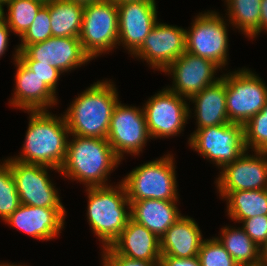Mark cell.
<instances>
[{
    "label": "cell",
    "mask_w": 267,
    "mask_h": 266,
    "mask_svg": "<svg viewBox=\"0 0 267 266\" xmlns=\"http://www.w3.org/2000/svg\"><path fill=\"white\" fill-rule=\"evenodd\" d=\"M29 114L24 144L13 159L53 167L60 171L67 155L69 129L63 114L49 110L24 111Z\"/></svg>",
    "instance_id": "cell-1"
},
{
    "label": "cell",
    "mask_w": 267,
    "mask_h": 266,
    "mask_svg": "<svg viewBox=\"0 0 267 266\" xmlns=\"http://www.w3.org/2000/svg\"><path fill=\"white\" fill-rule=\"evenodd\" d=\"M113 80L94 82L83 90L63 112L69 134L106 139L119 94Z\"/></svg>",
    "instance_id": "cell-2"
},
{
    "label": "cell",
    "mask_w": 267,
    "mask_h": 266,
    "mask_svg": "<svg viewBox=\"0 0 267 266\" xmlns=\"http://www.w3.org/2000/svg\"><path fill=\"white\" fill-rule=\"evenodd\" d=\"M69 136L67 155L60 169V175L72 182L84 184L85 187L112 185L108 183V179L119 167L121 160L116 156L108 140Z\"/></svg>",
    "instance_id": "cell-3"
},
{
    "label": "cell",
    "mask_w": 267,
    "mask_h": 266,
    "mask_svg": "<svg viewBox=\"0 0 267 266\" xmlns=\"http://www.w3.org/2000/svg\"><path fill=\"white\" fill-rule=\"evenodd\" d=\"M87 222L100 241L101 249L111 246L131 218L130 202L124 184L86 187Z\"/></svg>",
    "instance_id": "cell-4"
},
{
    "label": "cell",
    "mask_w": 267,
    "mask_h": 266,
    "mask_svg": "<svg viewBox=\"0 0 267 266\" xmlns=\"http://www.w3.org/2000/svg\"><path fill=\"white\" fill-rule=\"evenodd\" d=\"M175 163L169 152L131 170L121 180L129 202L145 199L179 201Z\"/></svg>",
    "instance_id": "cell-5"
},
{
    "label": "cell",
    "mask_w": 267,
    "mask_h": 266,
    "mask_svg": "<svg viewBox=\"0 0 267 266\" xmlns=\"http://www.w3.org/2000/svg\"><path fill=\"white\" fill-rule=\"evenodd\" d=\"M217 11L199 12L186 31V52L206 58L223 70L228 66V20ZM225 18V19H224ZM228 26V27H227Z\"/></svg>",
    "instance_id": "cell-6"
},
{
    "label": "cell",
    "mask_w": 267,
    "mask_h": 266,
    "mask_svg": "<svg viewBox=\"0 0 267 266\" xmlns=\"http://www.w3.org/2000/svg\"><path fill=\"white\" fill-rule=\"evenodd\" d=\"M226 82V107L231 123L243 126L265 106L267 85L251 69L243 67L222 73Z\"/></svg>",
    "instance_id": "cell-7"
},
{
    "label": "cell",
    "mask_w": 267,
    "mask_h": 266,
    "mask_svg": "<svg viewBox=\"0 0 267 266\" xmlns=\"http://www.w3.org/2000/svg\"><path fill=\"white\" fill-rule=\"evenodd\" d=\"M118 8L111 0L84 6L79 35L84 52L95 60L118 47Z\"/></svg>",
    "instance_id": "cell-8"
},
{
    "label": "cell",
    "mask_w": 267,
    "mask_h": 266,
    "mask_svg": "<svg viewBox=\"0 0 267 266\" xmlns=\"http://www.w3.org/2000/svg\"><path fill=\"white\" fill-rule=\"evenodd\" d=\"M188 146L218 169L238 159L245 151L244 126L227 123L195 129L188 135Z\"/></svg>",
    "instance_id": "cell-9"
},
{
    "label": "cell",
    "mask_w": 267,
    "mask_h": 266,
    "mask_svg": "<svg viewBox=\"0 0 267 266\" xmlns=\"http://www.w3.org/2000/svg\"><path fill=\"white\" fill-rule=\"evenodd\" d=\"M11 168L16 189L22 205L42 208H65L61 202L59 190L56 188L49 171L59 170L40 164H28L10 157L3 159ZM50 169V170H49Z\"/></svg>",
    "instance_id": "cell-10"
},
{
    "label": "cell",
    "mask_w": 267,
    "mask_h": 266,
    "mask_svg": "<svg viewBox=\"0 0 267 266\" xmlns=\"http://www.w3.org/2000/svg\"><path fill=\"white\" fill-rule=\"evenodd\" d=\"M190 105L167 87L149 97L142 108L151 139L179 136L188 124Z\"/></svg>",
    "instance_id": "cell-11"
},
{
    "label": "cell",
    "mask_w": 267,
    "mask_h": 266,
    "mask_svg": "<svg viewBox=\"0 0 267 266\" xmlns=\"http://www.w3.org/2000/svg\"><path fill=\"white\" fill-rule=\"evenodd\" d=\"M106 139L121 161L124 154L138 156L143 153L151 137L142 106H129L119 100L113 110Z\"/></svg>",
    "instance_id": "cell-12"
},
{
    "label": "cell",
    "mask_w": 267,
    "mask_h": 266,
    "mask_svg": "<svg viewBox=\"0 0 267 266\" xmlns=\"http://www.w3.org/2000/svg\"><path fill=\"white\" fill-rule=\"evenodd\" d=\"M251 153L246 150L219 171L214 184L221 200L231 191L267 189V152Z\"/></svg>",
    "instance_id": "cell-13"
},
{
    "label": "cell",
    "mask_w": 267,
    "mask_h": 266,
    "mask_svg": "<svg viewBox=\"0 0 267 266\" xmlns=\"http://www.w3.org/2000/svg\"><path fill=\"white\" fill-rule=\"evenodd\" d=\"M186 52V31L177 25L158 21L145 38L142 46L132 55L146 61L154 71L163 72Z\"/></svg>",
    "instance_id": "cell-14"
},
{
    "label": "cell",
    "mask_w": 267,
    "mask_h": 266,
    "mask_svg": "<svg viewBox=\"0 0 267 266\" xmlns=\"http://www.w3.org/2000/svg\"><path fill=\"white\" fill-rule=\"evenodd\" d=\"M218 70L217 64L209 59L184 52L171 63L163 72L170 75L172 86H166L172 92L188 100L205 87L216 83L222 75L215 77Z\"/></svg>",
    "instance_id": "cell-15"
},
{
    "label": "cell",
    "mask_w": 267,
    "mask_h": 266,
    "mask_svg": "<svg viewBox=\"0 0 267 266\" xmlns=\"http://www.w3.org/2000/svg\"><path fill=\"white\" fill-rule=\"evenodd\" d=\"M19 60H34L50 63L62 74L90 63L91 58L84 52L79 37H50L47 40L27 45L18 52Z\"/></svg>",
    "instance_id": "cell-16"
},
{
    "label": "cell",
    "mask_w": 267,
    "mask_h": 266,
    "mask_svg": "<svg viewBox=\"0 0 267 266\" xmlns=\"http://www.w3.org/2000/svg\"><path fill=\"white\" fill-rule=\"evenodd\" d=\"M156 1H133L117 4L118 46L132 56L158 22Z\"/></svg>",
    "instance_id": "cell-17"
},
{
    "label": "cell",
    "mask_w": 267,
    "mask_h": 266,
    "mask_svg": "<svg viewBox=\"0 0 267 266\" xmlns=\"http://www.w3.org/2000/svg\"><path fill=\"white\" fill-rule=\"evenodd\" d=\"M14 49L12 59L16 67L15 88L9 105L23 111H37L49 110L59 104L57 94L18 59V47L15 46Z\"/></svg>",
    "instance_id": "cell-18"
},
{
    "label": "cell",
    "mask_w": 267,
    "mask_h": 266,
    "mask_svg": "<svg viewBox=\"0 0 267 266\" xmlns=\"http://www.w3.org/2000/svg\"><path fill=\"white\" fill-rule=\"evenodd\" d=\"M66 215V208H42L21 204L4 223L33 239L50 241L62 233Z\"/></svg>",
    "instance_id": "cell-19"
},
{
    "label": "cell",
    "mask_w": 267,
    "mask_h": 266,
    "mask_svg": "<svg viewBox=\"0 0 267 266\" xmlns=\"http://www.w3.org/2000/svg\"><path fill=\"white\" fill-rule=\"evenodd\" d=\"M117 254L134 260L160 262V238L131 218L110 246Z\"/></svg>",
    "instance_id": "cell-20"
},
{
    "label": "cell",
    "mask_w": 267,
    "mask_h": 266,
    "mask_svg": "<svg viewBox=\"0 0 267 266\" xmlns=\"http://www.w3.org/2000/svg\"><path fill=\"white\" fill-rule=\"evenodd\" d=\"M188 101L194 104V110L192 108L189 109V119L195 116L196 129L230 122L226 107V82L223 77L216 83L205 87ZM192 111H194V113H192Z\"/></svg>",
    "instance_id": "cell-21"
},
{
    "label": "cell",
    "mask_w": 267,
    "mask_h": 266,
    "mask_svg": "<svg viewBox=\"0 0 267 266\" xmlns=\"http://www.w3.org/2000/svg\"><path fill=\"white\" fill-rule=\"evenodd\" d=\"M203 240L195 219L182 215L160 238L161 254L177 258L196 257Z\"/></svg>",
    "instance_id": "cell-22"
},
{
    "label": "cell",
    "mask_w": 267,
    "mask_h": 266,
    "mask_svg": "<svg viewBox=\"0 0 267 266\" xmlns=\"http://www.w3.org/2000/svg\"><path fill=\"white\" fill-rule=\"evenodd\" d=\"M177 202L155 199L130 202L131 219L161 238L183 215L177 207Z\"/></svg>",
    "instance_id": "cell-23"
},
{
    "label": "cell",
    "mask_w": 267,
    "mask_h": 266,
    "mask_svg": "<svg viewBox=\"0 0 267 266\" xmlns=\"http://www.w3.org/2000/svg\"><path fill=\"white\" fill-rule=\"evenodd\" d=\"M220 235V237H218ZM216 238L239 266L260 264V248L240 226H222Z\"/></svg>",
    "instance_id": "cell-24"
},
{
    "label": "cell",
    "mask_w": 267,
    "mask_h": 266,
    "mask_svg": "<svg viewBox=\"0 0 267 266\" xmlns=\"http://www.w3.org/2000/svg\"><path fill=\"white\" fill-rule=\"evenodd\" d=\"M226 201L227 216L239 224L255 216H267V189L231 191Z\"/></svg>",
    "instance_id": "cell-25"
},
{
    "label": "cell",
    "mask_w": 267,
    "mask_h": 266,
    "mask_svg": "<svg viewBox=\"0 0 267 266\" xmlns=\"http://www.w3.org/2000/svg\"><path fill=\"white\" fill-rule=\"evenodd\" d=\"M262 0H224L230 28L235 27L249 40L259 36Z\"/></svg>",
    "instance_id": "cell-26"
},
{
    "label": "cell",
    "mask_w": 267,
    "mask_h": 266,
    "mask_svg": "<svg viewBox=\"0 0 267 266\" xmlns=\"http://www.w3.org/2000/svg\"><path fill=\"white\" fill-rule=\"evenodd\" d=\"M84 6L67 0L49 2L53 37H79Z\"/></svg>",
    "instance_id": "cell-27"
},
{
    "label": "cell",
    "mask_w": 267,
    "mask_h": 266,
    "mask_svg": "<svg viewBox=\"0 0 267 266\" xmlns=\"http://www.w3.org/2000/svg\"><path fill=\"white\" fill-rule=\"evenodd\" d=\"M43 5L44 3L38 0H5L7 12L4 13V18L13 34L20 38Z\"/></svg>",
    "instance_id": "cell-28"
},
{
    "label": "cell",
    "mask_w": 267,
    "mask_h": 266,
    "mask_svg": "<svg viewBox=\"0 0 267 266\" xmlns=\"http://www.w3.org/2000/svg\"><path fill=\"white\" fill-rule=\"evenodd\" d=\"M20 205L11 168L0 160V219L5 221Z\"/></svg>",
    "instance_id": "cell-29"
},
{
    "label": "cell",
    "mask_w": 267,
    "mask_h": 266,
    "mask_svg": "<svg viewBox=\"0 0 267 266\" xmlns=\"http://www.w3.org/2000/svg\"><path fill=\"white\" fill-rule=\"evenodd\" d=\"M246 150L267 152V101L262 110L244 125Z\"/></svg>",
    "instance_id": "cell-30"
},
{
    "label": "cell",
    "mask_w": 267,
    "mask_h": 266,
    "mask_svg": "<svg viewBox=\"0 0 267 266\" xmlns=\"http://www.w3.org/2000/svg\"><path fill=\"white\" fill-rule=\"evenodd\" d=\"M52 37L49 3L44 4L38 11L35 20L26 32L19 38L21 42L16 45L22 51L27 45L43 42Z\"/></svg>",
    "instance_id": "cell-31"
},
{
    "label": "cell",
    "mask_w": 267,
    "mask_h": 266,
    "mask_svg": "<svg viewBox=\"0 0 267 266\" xmlns=\"http://www.w3.org/2000/svg\"><path fill=\"white\" fill-rule=\"evenodd\" d=\"M198 259L201 266H239L216 237L203 240Z\"/></svg>",
    "instance_id": "cell-32"
},
{
    "label": "cell",
    "mask_w": 267,
    "mask_h": 266,
    "mask_svg": "<svg viewBox=\"0 0 267 266\" xmlns=\"http://www.w3.org/2000/svg\"><path fill=\"white\" fill-rule=\"evenodd\" d=\"M29 70L34 72L38 77H40L55 94L57 91V84L60 75L62 74L57 68L52 67L50 63H40L34 60H20Z\"/></svg>",
    "instance_id": "cell-33"
},
{
    "label": "cell",
    "mask_w": 267,
    "mask_h": 266,
    "mask_svg": "<svg viewBox=\"0 0 267 266\" xmlns=\"http://www.w3.org/2000/svg\"><path fill=\"white\" fill-rule=\"evenodd\" d=\"M241 227L253 242L261 248L267 240V216H255L243 220Z\"/></svg>",
    "instance_id": "cell-34"
},
{
    "label": "cell",
    "mask_w": 267,
    "mask_h": 266,
    "mask_svg": "<svg viewBox=\"0 0 267 266\" xmlns=\"http://www.w3.org/2000/svg\"><path fill=\"white\" fill-rule=\"evenodd\" d=\"M100 250L102 266H159L160 263L127 258L117 254L110 246Z\"/></svg>",
    "instance_id": "cell-35"
},
{
    "label": "cell",
    "mask_w": 267,
    "mask_h": 266,
    "mask_svg": "<svg viewBox=\"0 0 267 266\" xmlns=\"http://www.w3.org/2000/svg\"><path fill=\"white\" fill-rule=\"evenodd\" d=\"M159 266H201V264L198 256L190 258L161 256Z\"/></svg>",
    "instance_id": "cell-36"
},
{
    "label": "cell",
    "mask_w": 267,
    "mask_h": 266,
    "mask_svg": "<svg viewBox=\"0 0 267 266\" xmlns=\"http://www.w3.org/2000/svg\"><path fill=\"white\" fill-rule=\"evenodd\" d=\"M11 29L8 27L5 18L0 21V58L8 50Z\"/></svg>",
    "instance_id": "cell-37"
},
{
    "label": "cell",
    "mask_w": 267,
    "mask_h": 266,
    "mask_svg": "<svg viewBox=\"0 0 267 266\" xmlns=\"http://www.w3.org/2000/svg\"><path fill=\"white\" fill-rule=\"evenodd\" d=\"M263 30L267 33V0L261 1L259 35Z\"/></svg>",
    "instance_id": "cell-38"
},
{
    "label": "cell",
    "mask_w": 267,
    "mask_h": 266,
    "mask_svg": "<svg viewBox=\"0 0 267 266\" xmlns=\"http://www.w3.org/2000/svg\"><path fill=\"white\" fill-rule=\"evenodd\" d=\"M260 264L267 266V240L260 248Z\"/></svg>",
    "instance_id": "cell-39"
},
{
    "label": "cell",
    "mask_w": 267,
    "mask_h": 266,
    "mask_svg": "<svg viewBox=\"0 0 267 266\" xmlns=\"http://www.w3.org/2000/svg\"><path fill=\"white\" fill-rule=\"evenodd\" d=\"M67 1H72L78 4H81L83 6L91 4V3H96V2H100L102 0H67Z\"/></svg>",
    "instance_id": "cell-40"
},
{
    "label": "cell",
    "mask_w": 267,
    "mask_h": 266,
    "mask_svg": "<svg viewBox=\"0 0 267 266\" xmlns=\"http://www.w3.org/2000/svg\"><path fill=\"white\" fill-rule=\"evenodd\" d=\"M112 2L116 4H121L124 2H133V1H156V0H111Z\"/></svg>",
    "instance_id": "cell-41"
},
{
    "label": "cell",
    "mask_w": 267,
    "mask_h": 266,
    "mask_svg": "<svg viewBox=\"0 0 267 266\" xmlns=\"http://www.w3.org/2000/svg\"><path fill=\"white\" fill-rule=\"evenodd\" d=\"M4 1L0 0V21L4 18Z\"/></svg>",
    "instance_id": "cell-42"
},
{
    "label": "cell",
    "mask_w": 267,
    "mask_h": 266,
    "mask_svg": "<svg viewBox=\"0 0 267 266\" xmlns=\"http://www.w3.org/2000/svg\"><path fill=\"white\" fill-rule=\"evenodd\" d=\"M0 266H28V265H26V264H23L22 265V263L21 264H14V263H10V262H0Z\"/></svg>",
    "instance_id": "cell-43"
},
{
    "label": "cell",
    "mask_w": 267,
    "mask_h": 266,
    "mask_svg": "<svg viewBox=\"0 0 267 266\" xmlns=\"http://www.w3.org/2000/svg\"><path fill=\"white\" fill-rule=\"evenodd\" d=\"M38 1H41V2H43L44 4H47V3L51 2L52 0H38Z\"/></svg>",
    "instance_id": "cell-44"
}]
</instances>
